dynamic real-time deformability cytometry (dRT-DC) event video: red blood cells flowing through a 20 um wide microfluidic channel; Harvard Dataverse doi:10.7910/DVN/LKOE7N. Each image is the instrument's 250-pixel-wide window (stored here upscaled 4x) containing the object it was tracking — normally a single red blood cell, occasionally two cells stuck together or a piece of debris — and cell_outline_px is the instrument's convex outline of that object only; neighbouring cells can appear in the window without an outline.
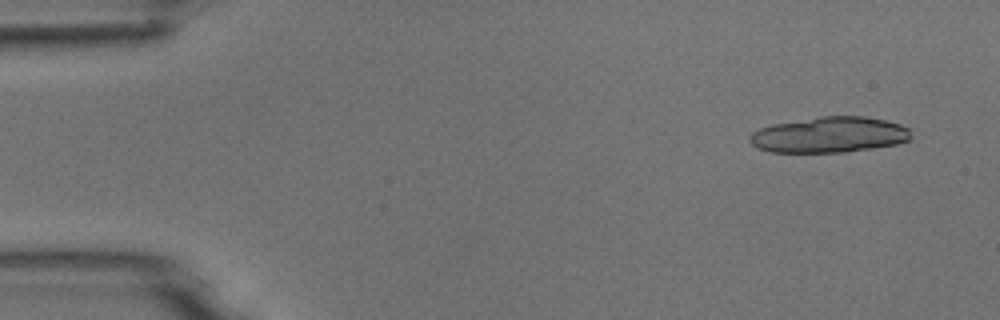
{"species": "common noctule bat (a hibernating species)", "species_latin": "Nyctalus noctula", "temperature_condition": "room temperature", "stored_images_in_passage": 25, "camera_frame_rate_fps": 3000, "um_per_image_px": 0.085, "animal": {"sex": "male", "body_mass_g": 18.8}, "frame": {"image": 1, "passage_image": 3, "time_ms": 0.667, "image_size_px": [1000, 320], "cell_outline_px": [[912, 136], [908, 140], [896, 144], [872, 148], [844, 152], [768, 152], [752, 144], [748, 140], [748, 136], [752, 132], [760, 128], [772, 124], [820, 116], [864, 116], [884, 120], [900, 124], [908, 128]], "centroid_in_image_um": [70.47, 11.45], "position_along_channel_um": 14.5, "area_um2": 33.58}}